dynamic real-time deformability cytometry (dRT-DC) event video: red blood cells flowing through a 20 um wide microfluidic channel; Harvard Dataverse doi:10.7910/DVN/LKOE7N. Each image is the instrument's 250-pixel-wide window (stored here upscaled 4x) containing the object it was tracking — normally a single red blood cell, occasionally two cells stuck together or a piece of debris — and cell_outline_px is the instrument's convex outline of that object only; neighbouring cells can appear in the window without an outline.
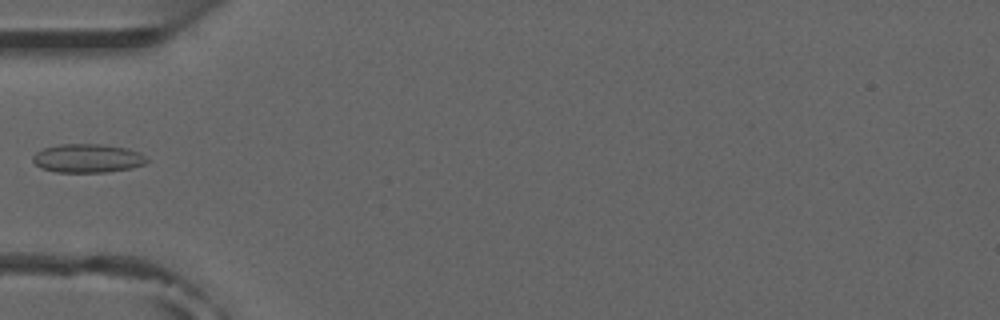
{"species": "common noctule bat (a hibernating species)", "species_latin": "Nyctalus noctula", "temperature_condition": "room temperature", "stored_images_in_passage": 5, "camera_frame_rate_fps": 3000, "um_per_image_px": 0.085, "animal": {"sex": "male", "forearm_length_mm": 52.5}, "frame": {"image": 1, "passage_image": 4, "time_ms": 4.333, "image_size_px": [1000, 320], "cell_outline_px": [[148, 160], [144, 164], [132, 168], [108, 172], [56, 172], [40, 168], [32, 160], [32, 156], [36, 152], [44, 148], [60, 144], [100, 144], [128, 148], [140, 152]], "centroid_in_image_um": [7.44, 13.45], "position_along_channel_um": 77.6, "area_um2": 19.13}}
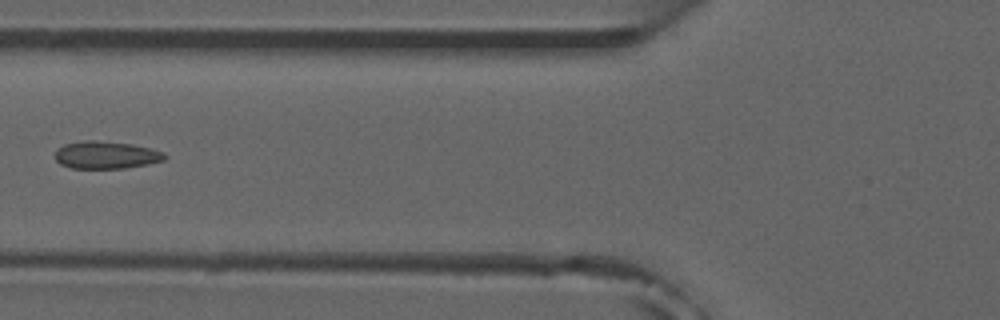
{"frame": {"image": 2, "passage_image": 5, "time_ms": 5.333, "image_size_px": [1000, 320], "cell_outline_px": [[168, 156], [164, 160], [148, 164], [124, 168], [72, 168], [60, 164], [56, 160], [56, 152], [64, 144], [84, 140], [92, 140], [132, 144], [164, 152]], "centroid_in_image_um": [9.03, 13.18], "position_along_channel_um": 116.8, "area_um2": 17.4}}